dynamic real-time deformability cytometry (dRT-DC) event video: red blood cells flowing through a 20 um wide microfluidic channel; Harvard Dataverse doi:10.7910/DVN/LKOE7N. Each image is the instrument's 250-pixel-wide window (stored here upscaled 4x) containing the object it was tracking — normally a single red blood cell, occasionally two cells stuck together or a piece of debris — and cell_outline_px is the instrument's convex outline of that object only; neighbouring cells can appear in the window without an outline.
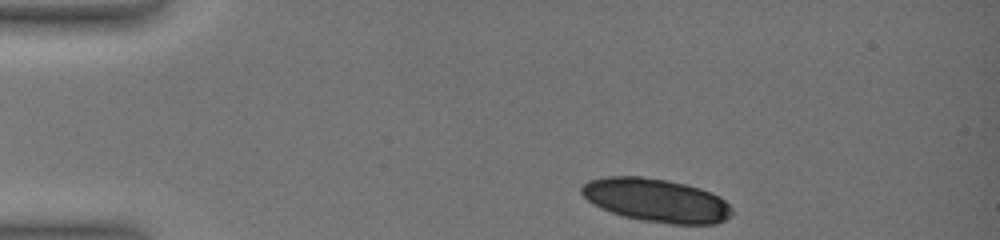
{"species": "common noctule bat (a hibernating species)", "species_latin": "Nyctalus noctula", "temperature_condition": "warm", "stored_images_in_passage": 8, "camera_frame_rate_fps": 3000, "um_per_image_px": 0.085, "animal": {"sex": "female", "body_mass_g": 19.0, "forearm_length_mm": 51.5}, "frame": {"image": 1, "passage_image": 1, "time_ms": 0.0, "image_size_px": [1000, 240], "cell_outline_px": [[732, 216], [716, 224], [668, 224], [640, 220], [624, 216], [612, 212], [588, 200], [580, 192], [580, 188], [588, 180], [608, 176], [640, 176], [668, 180], [688, 184], [700, 188], [720, 196], [732, 208]], "centroid_in_image_um": [55.82, 17.02], "position_along_channel_um": 29.2, "area_um2": 38.09}}